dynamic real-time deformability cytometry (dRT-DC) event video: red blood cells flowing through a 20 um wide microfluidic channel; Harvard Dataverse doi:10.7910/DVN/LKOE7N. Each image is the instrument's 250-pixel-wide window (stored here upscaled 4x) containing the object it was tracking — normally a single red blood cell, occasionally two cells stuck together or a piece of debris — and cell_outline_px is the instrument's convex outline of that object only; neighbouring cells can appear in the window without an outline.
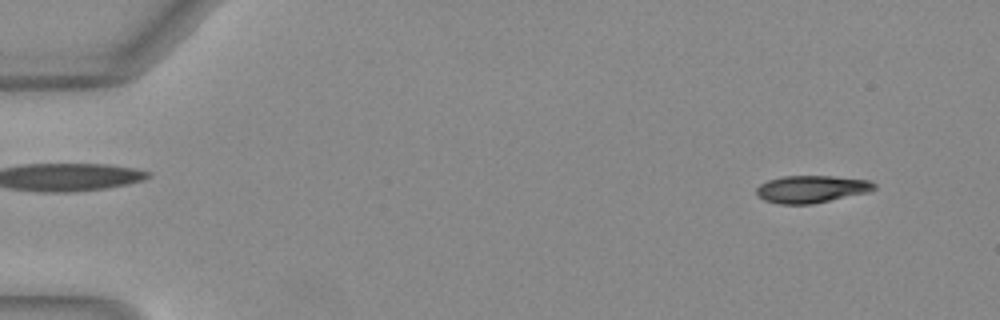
{"species": "Egyptian fruit bat (a non-hibernating species)", "species_latin": "Rousettus aegyptiacus", "temperature_condition": "warm", "stored_images_in_passage": 51, "camera_frame_rate_fps": 3000, "um_per_image_px": 0.085, "animal": {"sex": "female"}, "frame": {"image": 1, "passage_image": 4, "time_ms": 1.0, "image_size_px": [1000, 320], "cell_outline_px": [[876, 188], [868, 192], [812, 204], [780, 204], [764, 200], [756, 196], [756, 188], [760, 184], [768, 180], [784, 176], [832, 176], [872, 180], [876, 184]], "centroid_in_image_um": [68.97, 16.07], "position_along_channel_um": 16.0, "area_um2": 18.84}}
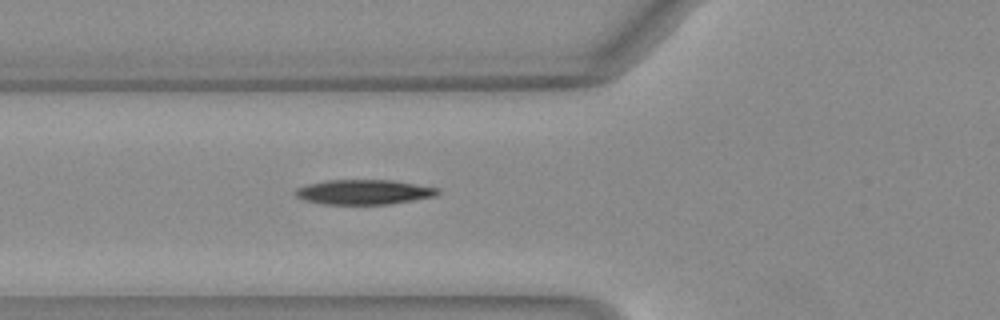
{"frame": {"image": 2, "passage_image": 19, "time_ms": 6.0, "image_size_px": [1000, 320], "cell_outline_px": [[440, 192], [436, 196], [388, 204], [324, 204], [304, 200], [296, 196], [296, 188], [308, 184], [328, 180], [392, 180], [440, 188]], "centroid_in_image_um": [30.95, 16.32], "position_along_channel_um": 94.9, "area_um2": 20.46}}
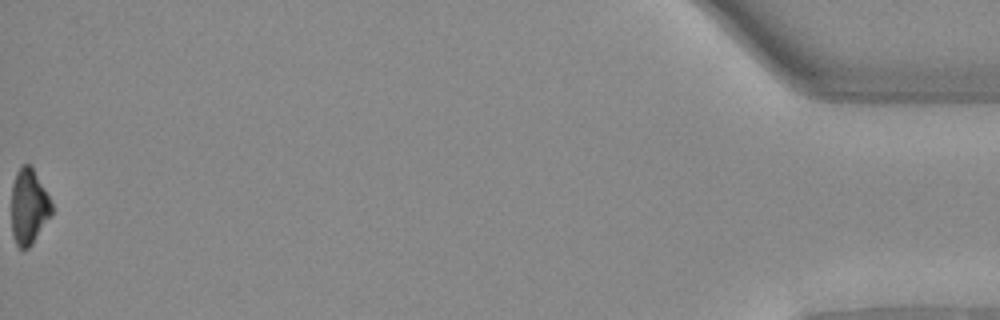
{"frame": {"image": 3, "passage_image": 51, "time_ms": 16.667, "image_size_px": [1000, 320], "cell_outline_px": [[52, 216], [32, 244], [28, 248], [20, 248], [16, 244], [12, 236], [12, 184], [16, 172], [20, 164], [32, 164], [52, 204]], "centroid_in_image_um": [2.45, 17.54], "position_along_channel_um": 432.8, "area_um2": 17.92}, "authors_computed_cell_mechanics": {"area_um2": 19.7676, "velocity_mm_per_s": 4.0744, "shape_relaxation_time_tau1_ms": 3.9114, "shape_relaxation_time_tau2_ms": null, "deformation_change_tau1": 0.1619, "deformation_change_tau2": null}}